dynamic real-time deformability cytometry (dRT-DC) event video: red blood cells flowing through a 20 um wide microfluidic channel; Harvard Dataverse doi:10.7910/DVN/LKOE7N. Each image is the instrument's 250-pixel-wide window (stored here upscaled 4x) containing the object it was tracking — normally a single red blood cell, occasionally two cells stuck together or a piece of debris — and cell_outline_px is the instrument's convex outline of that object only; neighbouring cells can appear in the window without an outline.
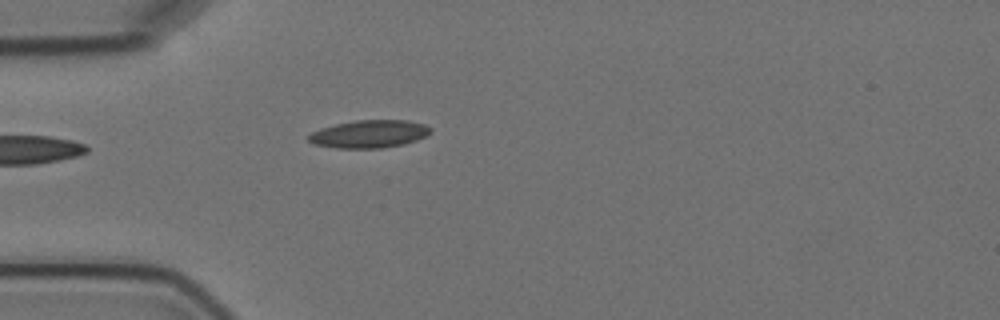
{"species": "Egyptian fruit bat (a non-hibernating species)", "species_latin": "Rousettus aegyptiacus", "temperature_condition": "cold", "stored_images_in_passage": 5, "camera_frame_rate_fps": 3000, "um_per_image_px": 0.085, "animal": {"sex": "female"}, "frame": {"image": 1, "passage_image": 5, "time_ms": 4.667, "image_size_px": [1000, 320], "cell_outline_px": [[432, 132], [428, 136], [404, 144], [380, 148], [336, 148], [312, 144], [308, 140], [308, 136], [312, 132], [320, 128], [336, 124], [356, 120], [408, 120], [424, 124], [432, 128]], "centroid_in_image_um": [31.41, 11.39], "position_along_channel_um": 53.6, "area_um2": 19.88}}